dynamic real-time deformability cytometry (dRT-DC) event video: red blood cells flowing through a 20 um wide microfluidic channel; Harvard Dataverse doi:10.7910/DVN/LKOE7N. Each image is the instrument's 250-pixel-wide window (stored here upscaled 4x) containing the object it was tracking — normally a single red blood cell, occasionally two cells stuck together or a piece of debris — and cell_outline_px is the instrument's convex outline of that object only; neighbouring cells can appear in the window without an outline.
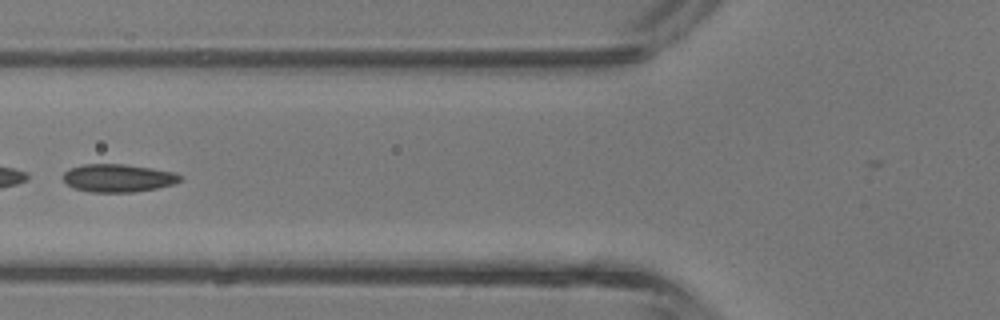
{"species": "common noctule bat (a hibernating species)", "species_latin": "Nyctalus noctula", "temperature_condition": "room temperature", "stored_images_in_passage": 30, "segment_of_instrument_passage": [2, 2], "camera_frame_rate_fps": 3000, "um_per_image_px": 0.085, "animal": {"sex": "male", "body_mass_g": 13.3}, "frame": {"image": 1, "passage_image": 9, "time_ms": 2.667, "image_size_px": [1000, 320], "cell_outline_px": [[184, 176], [180, 180], [172, 184], [156, 188], [132, 192], [88, 192], [72, 188], [64, 180], [64, 172], [68, 168], [84, 164], [124, 164], [152, 168], [176, 172]], "centroid_in_image_um": [10.03, 15.13], "position_along_channel_um": 115.8, "area_um2": 19.13}}